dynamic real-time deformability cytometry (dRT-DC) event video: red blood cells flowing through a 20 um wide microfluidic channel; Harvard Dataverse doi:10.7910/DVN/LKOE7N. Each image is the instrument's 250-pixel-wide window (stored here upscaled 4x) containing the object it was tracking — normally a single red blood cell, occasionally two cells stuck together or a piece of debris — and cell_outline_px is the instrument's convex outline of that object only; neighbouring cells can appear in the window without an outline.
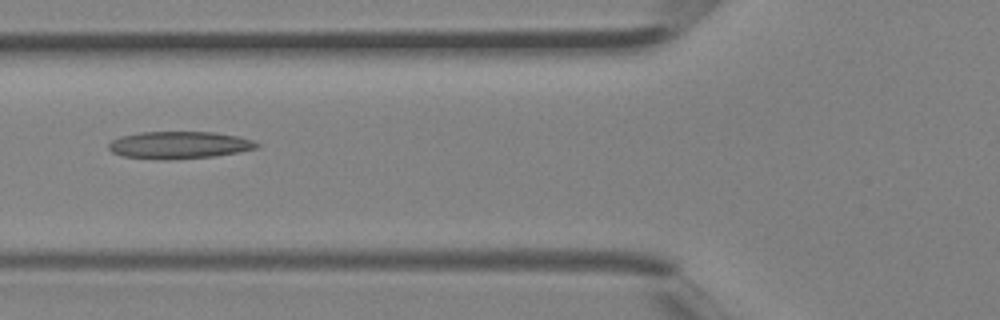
{"species": "Egyptian fruit bat (a non-hibernating species)", "species_latin": "Rousettus aegyptiacus", "temperature_condition": "room temperature", "stored_images_in_passage": 2, "camera_frame_rate_fps": 3000, "um_per_image_px": 0.085, "animal": {"sex": "female"}, "frame": {"image": 1, "passage_image": 2, "time_ms": 0.333, "image_size_px": [1000, 320], "cell_outline_px": [[260, 144], [256, 148], [216, 156], [168, 160], [160, 160], [124, 156], [112, 152], [108, 148], [108, 144], [112, 140], [120, 136], [140, 132], [212, 132], [236, 136], [252, 140]], "centroid_in_image_um": [15.19, 12.33], "position_along_channel_um": 110.6, "area_um2": 23.47}}